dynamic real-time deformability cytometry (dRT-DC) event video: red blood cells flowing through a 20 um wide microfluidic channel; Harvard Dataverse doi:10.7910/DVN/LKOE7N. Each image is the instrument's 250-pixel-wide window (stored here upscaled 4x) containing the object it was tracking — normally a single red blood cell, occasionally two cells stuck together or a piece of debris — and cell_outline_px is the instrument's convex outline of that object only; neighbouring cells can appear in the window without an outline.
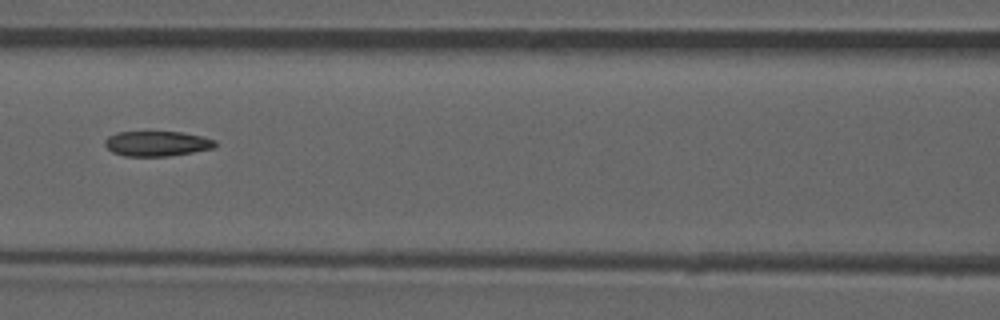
{"species": "common noctule bat (a hibernating species)", "species_latin": "Nyctalus noctula", "temperature_condition": "room temperature", "stored_images_in_passage": 52, "camera_frame_rate_fps": 3000, "um_per_image_px": 0.085, "animal": {"sex": "male", "forearm_length_mm": 52.5}, "frame": {"image": 1, "passage_image": 23, "time_ms": 7.333, "image_size_px": [1000, 320], "cell_outline_px": [[216, 144], [212, 148], [192, 152], [168, 156], [124, 156], [112, 152], [104, 144], [104, 140], [108, 136], [116, 132], [180, 132], [200, 136], [216, 140]], "centroid_in_image_um": [13.29, 12.2], "position_along_channel_um": 153.3, "area_um2": 16.01}, "authors_computed_cell_mechanics": {"area_um2": 16.6464, "velocity_mm_per_s": 3.9251, "shape_relaxation_time_tau1_ms": null, "shape_relaxation_time_tau2_ms": 3.8303, "deformation_change_tau1": null, "deformation_change_tau2": 0.1291}}